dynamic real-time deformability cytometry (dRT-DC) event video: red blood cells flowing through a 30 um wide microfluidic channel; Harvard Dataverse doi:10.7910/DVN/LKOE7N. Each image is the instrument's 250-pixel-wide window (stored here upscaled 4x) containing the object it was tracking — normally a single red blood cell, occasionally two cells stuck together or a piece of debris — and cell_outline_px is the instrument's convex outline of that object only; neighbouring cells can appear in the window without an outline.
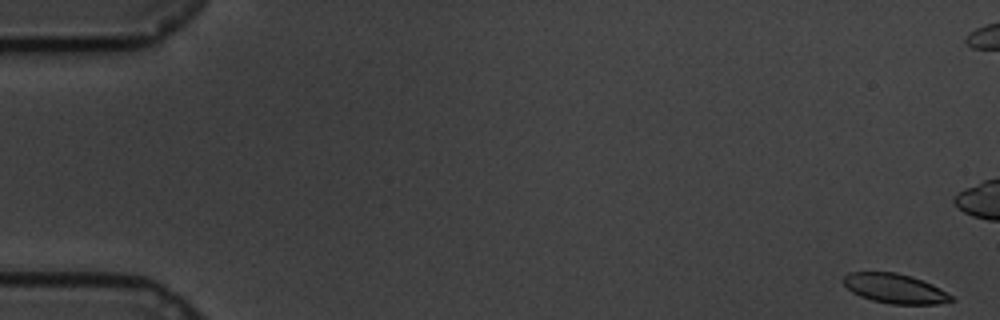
{"species": "common noctule bat (a hibernating species)", "species_latin": "Nyctalus noctula", "temperature_condition": "cold", "stored_images_in_passage": 61, "camera_frame_rate_fps": 3000, "um_per_image_px": 0.085, "animal": {"sex": "male", "body_mass_g": 19.5, "forearm_length_mm": 54.6}, "frame": {"image": 1, "passage_image": 1, "time_ms": 0.0, "image_size_px": [1000, 320], "cell_outline_px": [[956, 300], [936, 304], [888, 304], [872, 300], [860, 296], [852, 292], [840, 280], [848, 272], [896, 272], [912, 276], [932, 284], [940, 288], [952, 296]], "centroid_in_image_um": [76.05, 24.52], "position_along_channel_um": 9.0, "area_um2": 18.73}}
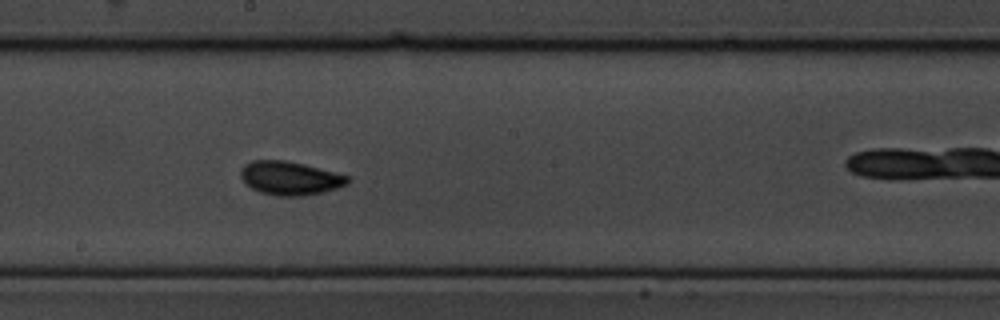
{"frame": {"image": 2, "passage_image": 33, "time_ms": 10.667, "image_size_px": [1000, 320], "cell_outline_px": [[348, 184], [336, 188], [304, 196], [276, 196], [260, 192], [252, 188], [240, 176], [240, 172], [244, 164], [252, 160], [284, 160], [304, 164], [348, 176]], "centroid_in_image_um": [24.62, 15.14], "position_along_channel_um": 223.6, "area_um2": 20.69}}
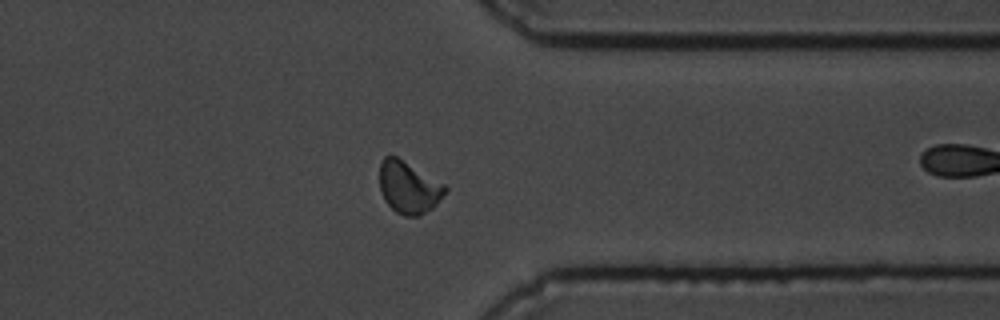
{"frame": {"image": 3, "passage_image": 47, "time_ms": 15.333, "image_size_px": [1000, 320], "cell_outline_px": [[448, 192], [432, 208], [420, 216], [404, 216], [396, 212], [384, 200], [380, 192], [380, 164], [384, 156], [396, 156], [444, 184], [448, 188]], "centroid_in_image_um": [34.74, 15.95], "position_along_channel_um": 376.7, "area_um2": 19.88}, "authors_computed_cell_mechanics": {"area_um2": 19.4208, "velocity_mm_per_s": 3.3627, "shape_relaxation_time_tau1_ms": 3.1561, "shape_relaxation_time_tau2_ms": 1.7469, "deformation_change_tau1": 0.1025, "deformation_change_tau2": 0.0514}}